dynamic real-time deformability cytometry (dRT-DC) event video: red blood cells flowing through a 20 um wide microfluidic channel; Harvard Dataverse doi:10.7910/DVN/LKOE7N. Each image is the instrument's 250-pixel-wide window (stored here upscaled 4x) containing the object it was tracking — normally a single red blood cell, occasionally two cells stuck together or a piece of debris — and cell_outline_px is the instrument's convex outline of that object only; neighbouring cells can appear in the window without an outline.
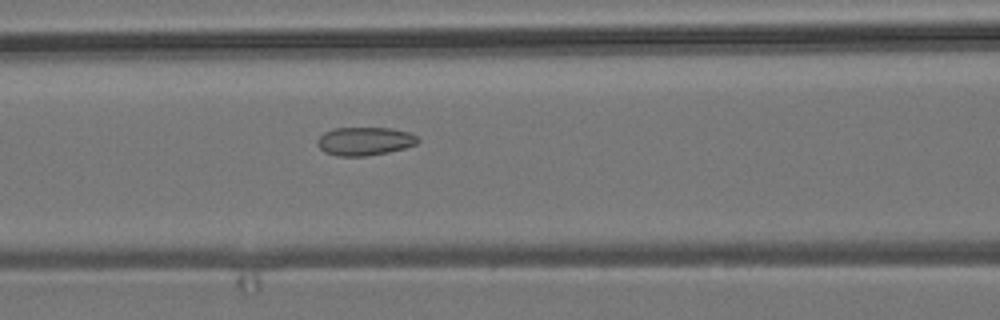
{"species": "common noctule bat (a hibernating species)", "species_latin": "Nyctalus noctula", "temperature_condition": "room temperature", "stored_images_in_passage": 46, "camera_frame_rate_fps": 3000, "um_per_image_px": 0.085, "animal": {"sex": "male", "body_mass_g": 19.2, "forearm_length_mm": 51.8}, "frame": {"image": 1, "passage_image": 15, "time_ms": 4.667, "image_size_px": [1000, 320], "cell_outline_px": [[420, 140], [416, 144], [404, 148], [388, 152], [364, 156], [336, 156], [324, 152], [316, 144], [316, 140], [324, 132], [332, 128], [392, 128], [408, 132], [416, 136]], "centroid_in_image_um": [30.96, 12.0], "position_along_channel_um": 135.6, "area_um2": 16.65}}
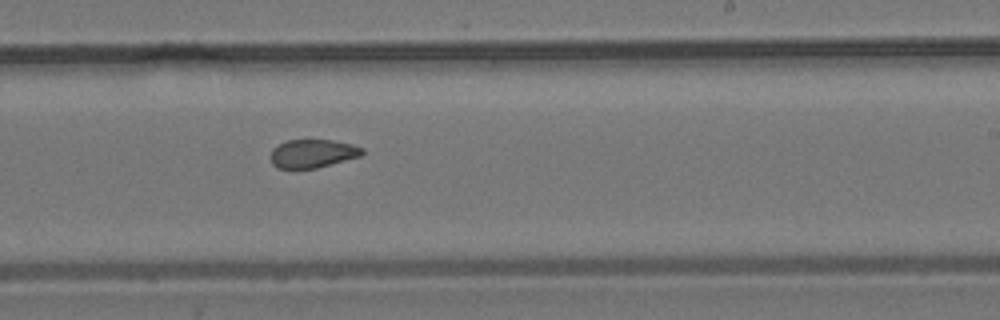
{"frame": {"image": 2, "passage_image": 25, "time_ms": 8.0, "image_size_px": [1000, 320], "cell_outline_px": [[364, 152], [360, 156], [316, 168], [276, 168], [272, 164], [272, 148], [288, 140], [332, 140], [352, 144], [364, 148]], "centroid_in_image_um": [26.59, 13.04], "position_along_channel_um": 262.4, "area_um2": 14.97}}
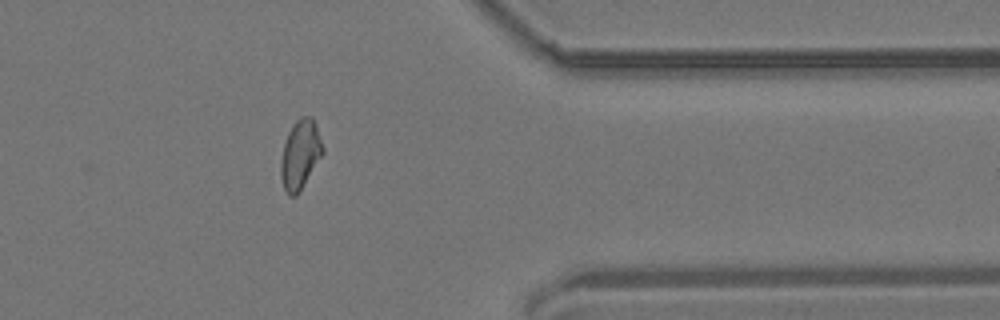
{"frame": {"image": 3, "passage_image": 36, "time_ms": 11.667, "image_size_px": [1000, 320], "cell_outline_px": [[324, 152], [300, 192], [296, 196], [288, 196], [284, 188], [280, 176], [280, 160], [284, 144], [288, 132], [292, 124], [300, 116], [312, 116], [316, 124], [324, 148]], "centroid_in_image_um": [25.52, 13.13], "position_along_channel_um": 385.9, "area_um2": 17.17}, "authors_computed_cell_mechanics": {"area_um2": 16.5886, "velocity_mm_per_s": 3.8161, "shape_relaxation_time_tau1_ms": null, "shape_relaxation_time_tau2_ms": 1.8469, "deformation_change_tau1": null, "deformation_change_tau2": 0.0721}}